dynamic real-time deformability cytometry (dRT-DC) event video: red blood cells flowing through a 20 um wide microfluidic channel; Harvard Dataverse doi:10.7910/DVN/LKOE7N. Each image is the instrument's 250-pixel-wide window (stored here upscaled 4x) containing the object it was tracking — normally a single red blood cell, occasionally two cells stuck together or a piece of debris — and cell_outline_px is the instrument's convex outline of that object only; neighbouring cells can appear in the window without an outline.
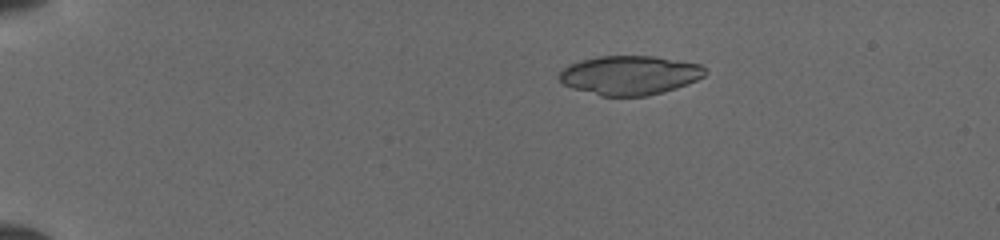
{"species": "common noctule bat (a hibernating species)", "species_latin": "Nyctalus noctula", "temperature_condition": "cold", "stored_images_in_passage": 12, "camera_frame_rate_fps": 3000, "um_per_image_px": 0.085, "animal": {"sex": "female", "body_mass_g": 19.5, "forearm_length_mm": 54.1}, "frame": {"image": 1, "passage_image": 7, "time_ms": 3.667, "image_size_px": [1000, 240], "cell_outline_px": [[704, 76], [696, 80], [660, 92], [644, 96], [600, 96], [572, 88], [564, 84], [560, 80], [560, 72], [564, 68], [572, 64], [584, 60], [600, 56], [652, 56], [700, 64], [704, 68]], "centroid_in_image_um": [53.49, 6.39], "position_along_channel_um": 31.5, "area_um2": 32.54}}